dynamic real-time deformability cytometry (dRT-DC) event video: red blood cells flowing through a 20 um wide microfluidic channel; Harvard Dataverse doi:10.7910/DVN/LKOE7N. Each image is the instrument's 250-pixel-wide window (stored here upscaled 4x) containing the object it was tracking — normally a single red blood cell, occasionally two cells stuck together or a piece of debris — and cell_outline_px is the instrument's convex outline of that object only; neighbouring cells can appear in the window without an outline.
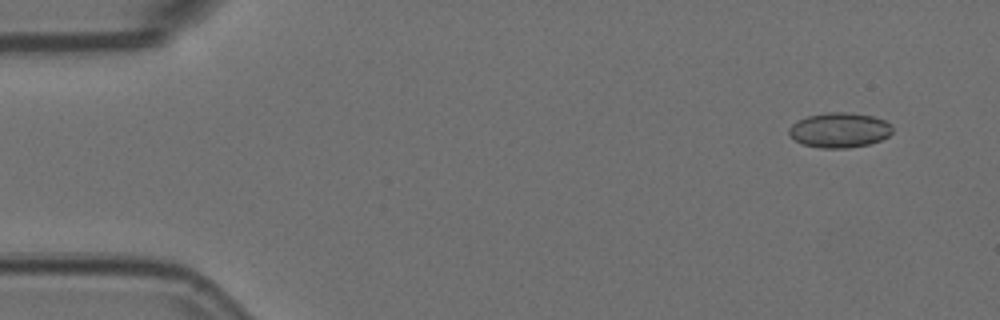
{"species": "Egyptian fruit bat (a non-hibernating species)", "species_latin": "Rousettus aegyptiacus", "temperature_condition": "room temperature", "stored_images_in_passage": 4, "camera_frame_rate_fps": 3000, "um_per_image_px": 0.085, "animal": {"sex": "female"}, "frame": {"image": 1, "passage_image": 1, "time_ms": 0.0, "image_size_px": [1000, 320], "cell_outline_px": [[892, 132], [888, 136], [880, 140], [868, 144], [848, 148], [820, 148], [804, 144], [796, 140], [788, 132], [788, 128], [792, 124], [808, 116], [828, 112], [848, 112], [872, 116], [884, 120], [892, 128]], "centroid_in_image_um": [71.35, 11.06], "position_along_channel_um": 13.6, "area_um2": 20.81}}